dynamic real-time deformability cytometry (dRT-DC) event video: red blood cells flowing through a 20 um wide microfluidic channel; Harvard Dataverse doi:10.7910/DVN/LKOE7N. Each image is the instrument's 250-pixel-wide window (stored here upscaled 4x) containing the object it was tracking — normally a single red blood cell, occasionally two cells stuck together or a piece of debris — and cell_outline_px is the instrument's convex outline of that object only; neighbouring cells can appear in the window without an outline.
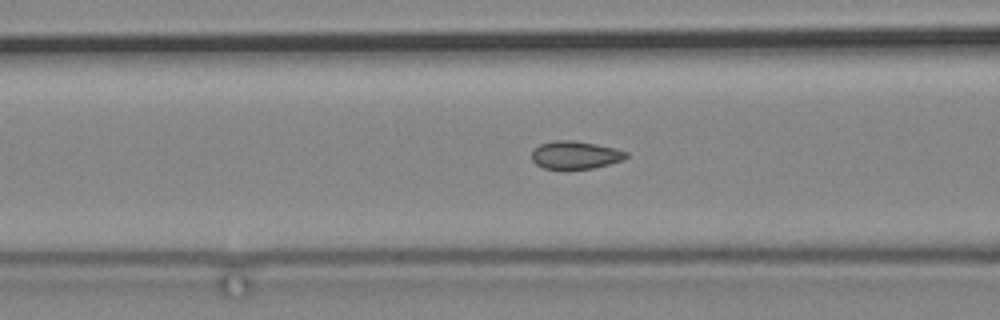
{"species": "common noctule bat (a hibernating species)", "species_latin": "Nyctalus noctula", "temperature_condition": "cold", "stored_images_in_passage": 17, "camera_frame_rate_fps": 3000, "um_per_image_px": 0.085, "animal": {"sex": "male", "body_mass_g": 19.2, "forearm_length_mm": 51.8}, "frame": {"image": 1, "passage_image": 15, "time_ms": 4.667, "image_size_px": [1000, 320], "cell_outline_px": [[628, 156], [624, 160], [592, 168], [544, 168], [536, 164], [532, 160], [532, 148], [540, 144], [552, 140], [572, 140], [596, 144], [616, 148], [628, 152]], "centroid_in_image_um": [48.9, 13.15], "position_along_channel_um": 117.7, "area_um2": 15.32}}